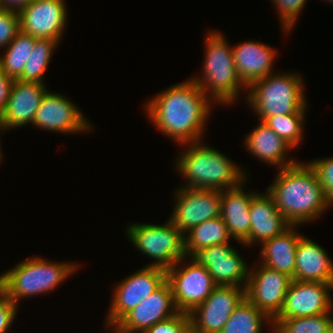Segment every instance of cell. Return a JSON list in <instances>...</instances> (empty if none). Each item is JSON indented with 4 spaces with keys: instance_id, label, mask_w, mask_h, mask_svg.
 I'll list each match as a JSON object with an SVG mask.
<instances>
[{
    "instance_id": "obj_1",
    "label": "cell",
    "mask_w": 333,
    "mask_h": 333,
    "mask_svg": "<svg viewBox=\"0 0 333 333\" xmlns=\"http://www.w3.org/2000/svg\"><path fill=\"white\" fill-rule=\"evenodd\" d=\"M212 104L190 78L153 96L144 110L163 135L183 145L201 141Z\"/></svg>"
},
{
    "instance_id": "obj_2",
    "label": "cell",
    "mask_w": 333,
    "mask_h": 333,
    "mask_svg": "<svg viewBox=\"0 0 333 333\" xmlns=\"http://www.w3.org/2000/svg\"><path fill=\"white\" fill-rule=\"evenodd\" d=\"M277 170L266 191L291 225L313 221L330 208L319 179L308 162L297 161Z\"/></svg>"
},
{
    "instance_id": "obj_3",
    "label": "cell",
    "mask_w": 333,
    "mask_h": 333,
    "mask_svg": "<svg viewBox=\"0 0 333 333\" xmlns=\"http://www.w3.org/2000/svg\"><path fill=\"white\" fill-rule=\"evenodd\" d=\"M201 142L183 144L188 148L176 158V170L188 181L182 187L222 191L237 187L247 179L243 168L217 148Z\"/></svg>"
},
{
    "instance_id": "obj_4",
    "label": "cell",
    "mask_w": 333,
    "mask_h": 333,
    "mask_svg": "<svg viewBox=\"0 0 333 333\" xmlns=\"http://www.w3.org/2000/svg\"><path fill=\"white\" fill-rule=\"evenodd\" d=\"M205 36L204 72L202 77L195 75L191 79L214 104H233L240 91L247 88L236 72L232 45L216 30H209Z\"/></svg>"
},
{
    "instance_id": "obj_5",
    "label": "cell",
    "mask_w": 333,
    "mask_h": 333,
    "mask_svg": "<svg viewBox=\"0 0 333 333\" xmlns=\"http://www.w3.org/2000/svg\"><path fill=\"white\" fill-rule=\"evenodd\" d=\"M78 265L74 262H51L40 256L29 257L0 275V290L18 306V301L24 297L54 291L78 270Z\"/></svg>"
},
{
    "instance_id": "obj_6",
    "label": "cell",
    "mask_w": 333,
    "mask_h": 333,
    "mask_svg": "<svg viewBox=\"0 0 333 333\" xmlns=\"http://www.w3.org/2000/svg\"><path fill=\"white\" fill-rule=\"evenodd\" d=\"M303 85L300 74L274 72L247 88L246 101L261 122L275 115L306 114Z\"/></svg>"
},
{
    "instance_id": "obj_7",
    "label": "cell",
    "mask_w": 333,
    "mask_h": 333,
    "mask_svg": "<svg viewBox=\"0 0 333 333\" xmlns=\"http://www.w3.org/2000/svg\"><path fill=\"white\" fill-rule=\"evenodd\" d=\"M160 224H129L127 235L130 242L141 253L154 259L147 266L168 269L186 256L184 251V235L171 222Z\"/></svg>"
},
{
    "instance_id": "obj_8",
    "label": "cell",
    "mask_w": 333,
    "mask_h": 333,
    "mask_svg": "<svg viewBox=\"0 0 333 333\" xmlns=\"http://www.w3.org/2000/svg\"><path fill=\"white\" fill-rule=\"evenodd\" d=\"M186 259L187 256L166 270V280L172 288L177 310L188 314L206 300L217 284L208 270L194 260L182 265Z\"/></svg>"
},
{
    "instance_id": "obj_9",
    "label": "cell",
    "mask_w": 333,
    "mask_h": 333,
    "mask_svg": "<svg viewBox=\"0 0 333 333\" xmlns=\"http://www.w3.org/2000/svg\"><path fill=\"white\" fill-rule=\"evenodd\" d=\"M166 281V269L153 266L143 268L115 284L105 322L118 323L129 311L151 295Z\"/></svg>"
},
{
    "instance_id": "obj_10",
    "label": "cell",
    "mask_w": 333,
    "mask_h": 333,
    "mask_svg": "<svg viewBox=\"0 0 333 333\" xmlns=\"http://www.w3.org/2000/svg\"><path fill=\"white\" fill-rule=\"evenodd\" d=\"M175 206L168 218L184 235L192 227L221 216V191L178 187Z\"/></svg>"
},
{
    "instance_id": "obj_11",
    "label": "cell",
    "mask_w": 333,
    "mask_h": 333,
    "mask_svg": "<svg viewBox=\"0 0 333 333\" xmlns=\"http://www.w3.org/2000/svg\"><path fill=\"white\" fill-rule=\"evenodd\" d=\"M292 280L284 273L263 264L257 267L255 263L249 268L245 297L273 321L282 310Z\"/></svg>"
},
{
    "instance_id": "obj_12",
    "label": "cell",
    "mask_w": 333,
    "mask_h": 333,
    "mask_svg": "<svg viewBox=\"0 0 333 333\" xmlns=\"http://www.w3.org/2000/svg\"><path fill=\"white\" fill-rule=\"evenodd\" d=\"M245 287L217 285L189 314L192 333H220L231 313L245 299Z\"/></svg>"
},
{
    "instance_id": "obj_13",
    "label": "cell",
    "mask_w": 333,
    "mask_h": 333,
    "mask_svg": "<svg viewBox=\"0 0 333 333\" xmlns=\"http://www.w3.org/2000/svg\"><path fill=\"white\" fill-rule=\"evenodd\" d=\"M32 125L64 135L92 131V125L76 104L65 95L49 90L39 104Z\"/></svg>"
},
{
    "instance_id": "obj_14",
    "label": "cell",
    "mask_w": 333,
    "mask_h": 333,
    "mask_svg": "<svg viewBox=\"0 0 333 333\" xmlns=\"http://www.w3.org/2000/svg\"><path fill=\"white\" fill-rule=\"evenodd\" d=\"M189 258L203 265L217 285H247L250 267L229 242L199 249Z\"/></svg>"
},
{
    "instance_id": "obj_15",
    "label": "cell",
    "mask_w": 333,
    "mask_h": 333,
    "mask_svg": "<svg viewBox=\"0 0 333 333\" xmlns=\"http://www.w3.org/2000/svg\"><path fill=\"white\" fill-rule=\"evenodd\" d=\"M67 15L65 0H33L19 11L20 30L37 39L60 42Z\"/></svg>"
},
{
    "instance_id": "obj_16",
    "label": "cell",
    "mask_w": 333,
    "mask_h": 333,
    "mask_svg": "<svg viewBox=\"0 0 333 333\" xmlns=\"http://www.w3.org/2000/svg\"><path fill=\"white\" fill-rule=\"evenodd\" d=\"M331 289L333 290V284L292 280L282 310L276 318H296L331 312Z\"/></svg>"
},
{
    "instance_id": "obj_17",
    "label": "cell",
    "mask_w": 333,
    "mask_h": 333,
    "mask_svg": "<svg viewBox=\"0 0 333 333\" xmlns=\"http://www.w3.org/2000/svg\"><path fill=\"white\" fill-rule=\"evenodd\" d=\"M45 85L43 83L14 80L6 109L0 116L2 132L7 131V129L13 130V128L33 124L39 104L48 91Z\"/></svg>"
},
{
    "instance_id": "obj_18",
    "label": "cell",
    "mask_w": 333,
    "mask_h": 333,
    "mask_svg": "<svg viewBox=\"0 0 333 333\" xmlns=\"http://www.w3.org/2000/svg\"><path fill=\"white\" fill-rule=\"evenodd\" d=\"M178 313L172 288L166 280L151 295L129 311L117 324L125 330L144 333L154 324Z\"/></svg>"
},
{
    "instance_id": "obj_19",
    "label": "cell",
    "mask_w": 333,
    "mask_h": 333,
    "mask_svg": "<svg viewBox=\"0 0 333 333\" xmlns=\"http://www.w3.org/2000/svg\"><path fill=\"white\" fill-rule=\"evenodd\" d=\"M249 213L251 217L250 233L248 239L241 244L242 246L247 247L258 242L262 245L291 226L280 213L268 192L261 194L255 191L251 199Z\"/></svg>"
},
{
    "instance_id": "obj_20",
    "label": "cell",
    "mask_w": 333,
    "mask_h": 333,
    "mask_svg": "<svg viewBox=\"0 0 333 333\" xmlns=\"http://www.w3.org/2000/svg\"><path fill=\"white\" fill-rule=\"evenodd\" d=\"M232 49L236 72L246 88L274 72L277 51L267 44L245 41Z\"/></svg>"
},
{
    "instance_id": "obj_21",
    "label": "cell",
    "mask_w": 333,
    "mask_h": 333,
    "mask_svg": "<svg viewBox=\"0 0 333 333\" xmlns=\"http://www.w3.org/2000/svg\"><path fill=\"white\" fill-rule=\"evenodd\" d=\"M293 280L333 284V262L326 249L304 235L296 248Z\"/></svg>"
},
{
    "instance_id": "obj_22",
    "label": "cell",
    "mask_w": 333,
    "mask_h": 333,
    "mask_svg": "<svg viewBox=\"0 0 333 333\" xmlns=\"http://www.w3.org/2000/svg\"><path fill=\"white\" fill-rule=\"evenodd\" d=\"M245 180L239 186L221 191V218L227 226L230 237L243 244L249 236L251 217L250 204L255 194L244 191Z\"/></svg>"
},
{
    "instance_id": "obj_23",
    "label": "cell",
    "mask_w": 333,
    "mask_h": 333,
    "mask_svg": "<svg viewBox=\"0 0 333 333\" xmlns=\"http://www.w3.org/2000/svg\"><path fill=\"white\" fill-rule=\"evenodd\" d=\"M246 149L262 162L274 165L278 169L293 165L297 159L287 158V151L293 149L271 128L260 124L244 139Z\"/></svg>"
},
{
    "instance_id": "obj_24",
    "label": "cell",
    "mask_w": 333,
    "mask_h": 333,
    "mask_svg": "<svg viewBox=\"0 0 333 333\" xmlns=\"http://www.w3.org/2000/svg\"><path fill=\"white\" fill-rule=\"evenodd\" d=\"M298 225H291L280 235L269 239L261 246L259 262L269 268L290 276H295L296 248L303 234L298 233Z\"/></svg>"
},
{
    "instance_id": "obj_25",
    "label": "cell",
    "mask_w": 333,
    "mask_h": 333,
    "mask_svg": "<svg viewBox=\"0 0 333 333\" xmlns=\"http://www.w3.org/2000/svg\"><path fill=\"white\" fill-rule=\"evenodd\" d=\"M188 235V236H187ZM231 240L221 216L192 227L184 234V251L190 257L195 251L213 245L226 244Z\"/></svg>"
},
{
    "instance_id": "obj_26",
    "label": "cell",
    "mask_w": 333,
    "mask_h": 333,
    "mask_svg": "<svg viewBox=\"0 0 333 333\" xmlns=\"http://www.w3.org/2000/svg\"><path fill=\"white\" fill-rule=\"evenodd\" d=\"M264 324L273 329V321L245 298L231 313L220 333H262Z\"/></svg>"
},
{
    "instance_id": "obj_27",
    "label": "cell",
    "mask_w": 333,
    "mask_h": 333,
    "mask_svg": "<svg viewBox=\"0 0 333 333\" xmlns=\"http://www.w3.org/2000/svg\"><path fill=\"white\" fill-rule=\"evenodd\" d=\"M36 39L21 30L18 32L14 40L6 47L5 54L0 56V68L6 75L14 80L22 75Z\"/></svg>"
},
{
    "instance_id": "obj_28",
    "label": "cell",
    "mask_w": 333,
    "mask_h": 333,
    "mask_svg": "<svg viewBox=\"0 0 333 333\" xmlns=\"http://www.w3.org/2000/svg\"><path fill=\"white\" fill-rule=\"evenodd\" d=\"M331 312L296 318H275L271 333H333Z\"/></svg>"
},
{
    "instance_id": "obj_29",
    "label": "cell",
    "mask_w": 333,
    "mask_h": 333,
    "mask_svg": "<svg viewBox=\"0 0 333 333\" xmlns=\"http://www.w3.org/2000/svg\"><path fill=\"white\" fill-rule=\"evenodd\" d=\"M59 42L53 39H36L31 56L27 60L22 75L18 80L23 82L44 83L43 76Z\"/></svg>"
},
{
    "instance_id": "obj_30",
    "label": "cell",
    "mask_w": 333,
    "mask_h": 333,
    "mask_svg": "<svg viewBox=\"0 0 333 333\" xmlns=\"http://www.w3.org/2000/svg\"><path fill=\"white\" fill-rule=\"evenodd\" d=\"M305 114H285L268 117L263 123L271 128L292 148L297 147L303 139Z\"/></svg>"
},
{
    "instance_id": "obj_31",
    "label": "cell",
    "mask_w": 333,
    "mask_h": 333,
    "mask_svg": "<svg viewBox=\"0 0 333 333\" xmlns=\"http://www.w3.org/2000/svg\"><path fill=\"white\" fill-rule=\"evenodd\" d=\"M308 0H272L279 13L281 27L284 32L290 33L294 27L299 14L304 10V6Z\"/></svg>"
},
{
    "instance_id": "obj_32",
    "label": "cell",
    "mask_w": 333,
    "mask_h": 333,
    "mask_svg": "<svg viewBox=\"0 0 333 333\" xmlns=\"http://www.w3.org/2000/svg\"><path fill=\"white\" fill-rule=\"evenodd\" d=\"M19 31V12L3 8L0 11V48L5 50V48L14 40Z\"/></svg>"
},
{
    "instance_id": "obj_33",
    "label": "cell",
    "mask_w": 333,
    "mask_h": 333,
    "mask_svg": "<svg viewBox=\"0 0 333 333\" xmlns=\"http://www.w3.org/2000/svg\"><path fill=\"white\" fill-rule=\"evenodd\" d=\"M308 163L314 169L330 207H333V158L315 159Z\"/></svg>"
},
{
    "instance_id": "obj_34",
    "label": "cell",
    "mask_w": 333,
    "mask_h": 333,
    "mask_svg": "<svg viewBox=\"0 0 333 333\" xmlns=\"http://www.w3.org/2000/svg\"><path fill=\"white\" fill-rule=\"evenodd\" d=\"M144 333H192L189 314L179 312L166 320L154 324Z\"/></svg>"
},
{
    "instance_id": "obj_35",
    "label": "cell",
    "mask_w": 333,
    "mask_h": 333,
    "mask_svg": "<svg viewBox=\"0 0 333 333\" xmlns=\"http://www.w3.org/2000/svg\"><path fill=\"white\" fill-rule=\"evenodd\" d=\"M18 306L0 290V333H7L17 315Z\"/></svg>"
},
{
    "instance_id": "obj_36",
    "label": "cell",
    "mask_w": 333,
    "mask_h": 333,
    "mask_svg": "<svg viewBox=\"0 0 333 333\" xmlns=\"http://www.w3.org/2000/svg\"><path fill=\"white\" fill-rule=\"evenodd\" d=\"M13 82L14 79L6 75L0 68V116L6 109Z\"/></svg>"
},
{
    "instance_id": "obj_37",
    "label": "cell",
    "mask_w": 333,
    "mask_h": 333,
    "mask_svg": "<svg viewBox=\"0 0 333 333\" xmlns=\"http://www.w3.org/2000/svg\"><path fill=\"white\" fill-rule=\"evenodd\" d=\"M33 0H1L3 8L20 11Z\"/></svg>"
},
{
    "instance_id": "obj_38",
    "label": "cell",
    "mask_w": 333,
    "mask_h": 333,
    "mask_svg": "<svg viewBox=\"0 0 333 333\" xmlns=\"http://www.w3.org/2000/svg\"><path fill=\"white\" fill-rule=\"evenodd\" d=\"M106 328H113L114 332L113 333H142V332H133V331H128L123 329L119 324L117 323H107L105 322Z\"/></svg>"
},
{
    "instance_id": "obj_39",
    "label": "cell",
    "mask_w": 333,
    "mask_h": 333,
    "mask_svg": "<svg viewBox=\"0 0 333 333\" xmlns=\"http://www.w3.org/2000/svg\"><path fill=\"white\" fill-rule=\"evenodd\" d=\"M1 128H0V133H1ZM3 151L1 150V141H0V163H1V161H2V159H3Z\"/></svg>"
},
{
    "instance_id": "obj_40",
    "label": "cell",
    "mask_w": 333,
    "mask_h": 333,
    "mask_svg": "<svg viewBox=\"0 0 333 333\" xmlns=\"http://www.w3.org/2000/svg\"><path fill=\"white\" fill-rule=\"evenodd\" d=\"M3 9V6H2V3H1V0H0V11Z\"/></svg>"
},
{
    "instance_id": "obj_41",
    "label": "cell",
    "mask_w": 333,
    "mask_h": 333,
    "mask_svg": "<svg viewBox=\"0 0 333 333\" xmlns=\"http://www.w3.org/2000/svg\"><path fill=\"white\" fill-rule=\"evenodd\" d=\"M325 1H327V0H325ZM327 2H330V4H331V3H333V0H328Z\"/></svg>"
}]
</instances>
